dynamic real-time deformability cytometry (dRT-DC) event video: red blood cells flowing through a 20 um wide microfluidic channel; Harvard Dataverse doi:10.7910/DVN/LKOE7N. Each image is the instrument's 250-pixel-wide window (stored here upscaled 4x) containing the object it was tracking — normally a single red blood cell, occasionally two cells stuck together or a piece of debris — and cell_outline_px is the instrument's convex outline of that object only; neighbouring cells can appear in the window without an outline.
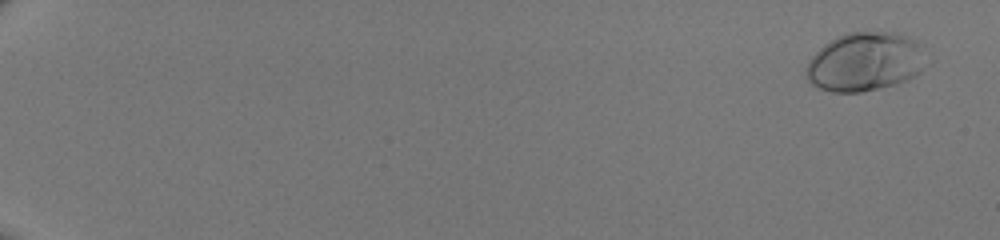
{"species": "human", "species_latin": "Homo sapiens", "temperature_condition": "room temperature", "stored_images_in_passage": 50, "camera_frame_rate_fps": 3000, "um_per_image_px": 0.085, "donor": {"sex": "male"}, "frame": {"image": 1, "passage_image": 1, "time_ms": 0.0, "image_size_px": [1000, 240], "cell_outline_px": [[924, 68], [916, 76], [908, 80], [896, 84], [860, 92], [832, 92], [820, 88], [812, 84], [804, 76], [804, 68], [808, 60], [824, 44], [836, 36], [848, 32], [896, 32], [908, 36], [916, 40]], "centroid_in_image_um": [73.45, 5.26], "position_along_channel_um": 11.6, "area_um2": 41.04}}
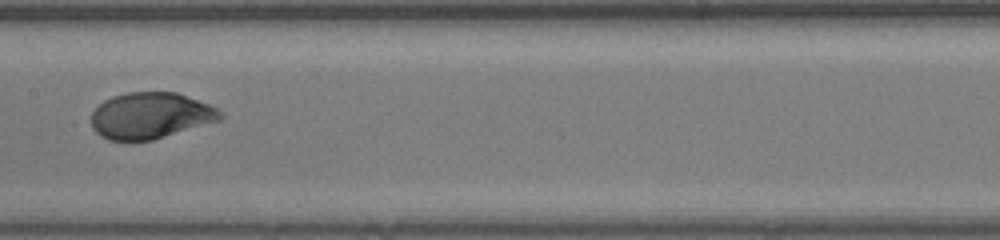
{"frame": {"image": 2, "passage_image": 29, "time_ms": 9.333, "image_size_px": [1000, 240], "cell_outline_px": [[224, 116], [220, 120], [152, 140], [128, 144], [108, 140], [100, 136], [92, 128], [92, 112], [104, 100], [112, 96], [128, 92], [176, 92], [208, 104], [216, 108]], "centroid_in_image_um": [12.74, 9.86], "position_along_channel_um": 194.7, "area_um2": 35.14}}
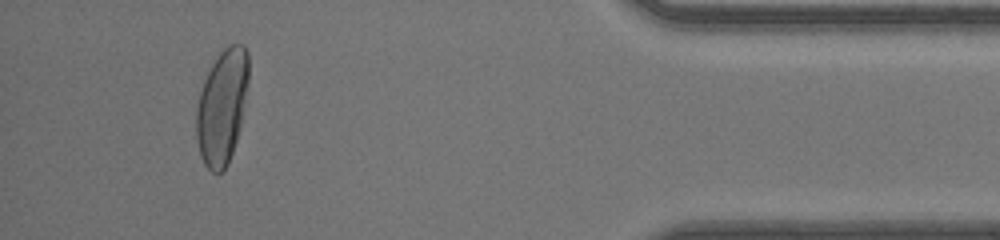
{"frame": {"image": 3, "passage_image": 47, "time_ms": 15.333, "image_size_px": [1000, 240], "cell_outline_px": [[248, 84], [240, 124], [236, 140], [228, 164], [224, 172], [212, 172], [204, 164], [200, 156], [196, 140], [196, 108], [200, 92], [204, 80], [212, 64], [220, 52], [228, 44], [244, 44], [248, 52]], "centroid_in_image_um": [18.86, 9.07], "position_along_channel_um": 416.3, "area_um2": 34.85}}